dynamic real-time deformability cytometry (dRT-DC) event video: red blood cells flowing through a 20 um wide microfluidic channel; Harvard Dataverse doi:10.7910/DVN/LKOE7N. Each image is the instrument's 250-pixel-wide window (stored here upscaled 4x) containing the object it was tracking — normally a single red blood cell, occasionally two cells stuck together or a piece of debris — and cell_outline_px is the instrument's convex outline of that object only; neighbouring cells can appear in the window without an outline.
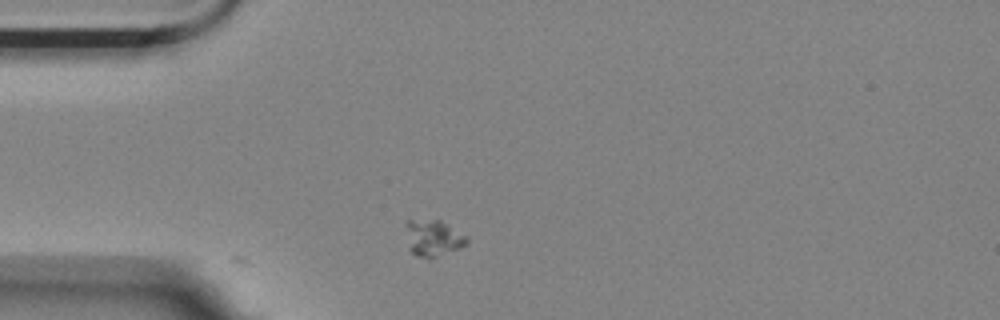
{"species": "Egyptian fruit bat (a non-hibernating species)", "species_latin": "Rousettus aegyptiacus", "temperature_condition": "room temperature", "stored_images_in_passage": 6, "camera_frame_rate_fps": 3000, "um_per_image_px": 0.085, "animal": {"sex": "female"}, "frame": {"image": 1, "passage_image": 1, "time_ms": 0.0, "image_size_px": [1000, 320], "cell_outline_px": [[468, 240], [460, 248], [432, 260], [416, 256], [412, 252], [404, 224], [404, 220], [440, 220], [448, 224], [468, 236]], "centroid_in_image_um": [36.83, 20.24], "position_along_channel_um": 48.2, "area_um2": 13.12}}
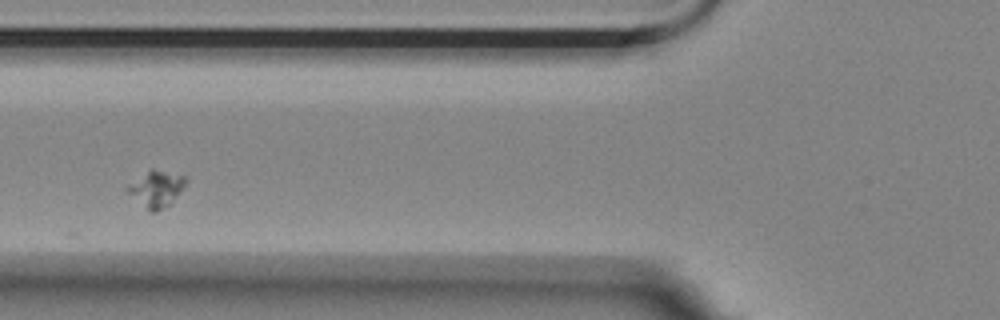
{"frame": {"image": 2, "passage_image": 3, "time_ms": 0.667, "image_size_px": [1000, 320], "cell_outline_px": [[188, 180], [184, 188], [172, 204], [156, 212], [148, 212], [124, 188], [128, 184], [152, 168], [188, 176]], "centroid_in_image_um": [13.34, 16.06], "position_along_channel_um": 112.5, "area_um2": 12.66}}
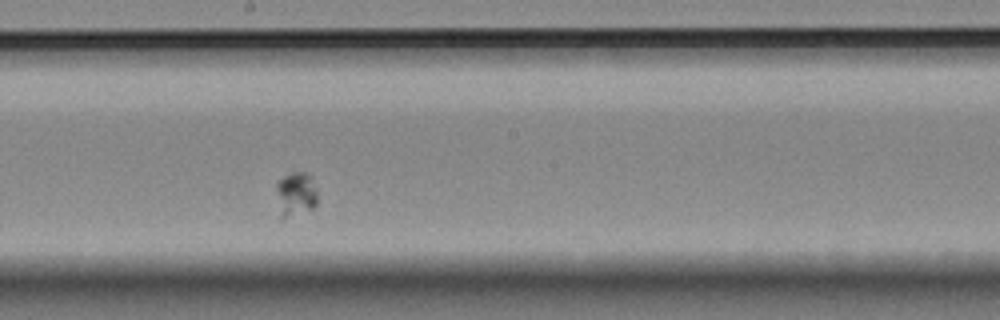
{"frame": {"image": 3, "passage_image": 6, "time_ms": 1.667, "image_size_px": [1000, 320], "cell_outline_px": [[316, 204], [312, 208], [284, 220], [280, 216], [276, 188], [276, 180], [292, 172], [308, 172], [312, 176], [316, 188]], "centroid_in_image_um": [25.13, 16.48], "position_along_channel_um": 223.1, "area_um2": 10.87}}